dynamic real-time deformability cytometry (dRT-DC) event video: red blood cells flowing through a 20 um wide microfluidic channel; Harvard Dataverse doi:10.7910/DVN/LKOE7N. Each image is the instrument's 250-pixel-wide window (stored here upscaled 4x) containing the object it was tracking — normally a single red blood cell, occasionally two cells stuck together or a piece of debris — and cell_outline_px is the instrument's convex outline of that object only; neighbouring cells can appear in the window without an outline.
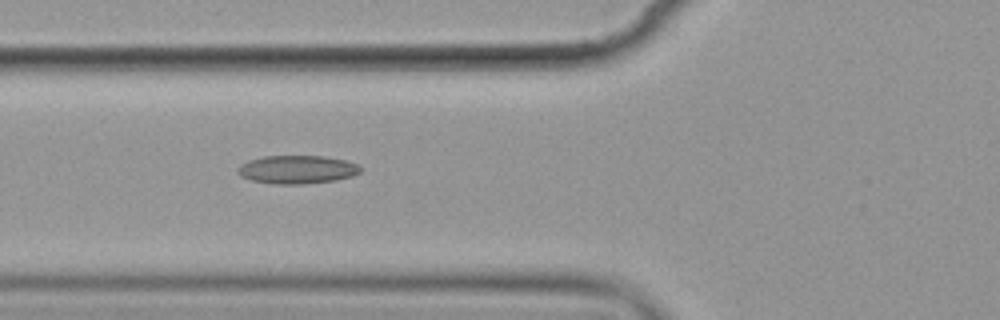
{"species": "common noctule bat (a hibernating species)", "species_latin": "Nyctalus noctula", "temperature_condition": "cold", "stored_images_in_passage": 8, "camera_frame_rate_fps": 3000, "um_per_image_px": 0.085, "animal": {"sex": "female", "body_mass_g": 19.9}, "frame": {"image": 1, "passage_image": 7, "time_ms": 7.0, "image_size_px": [1000, 320], "cell_outline_px": [[364, 168], [360, 172], [352, 176], [336, 180], [304, 184], [276, 184], [252, 180], [240, 176], [236, 172], [236, 168], [240, 164], [248, 160], [264, 156], [324, 156], [344, 160], [356, 164]], "centroid_in_image_um": [25.23, 14.41], "position_along_channel_um": 100.6, "area_um2": 20.35}}
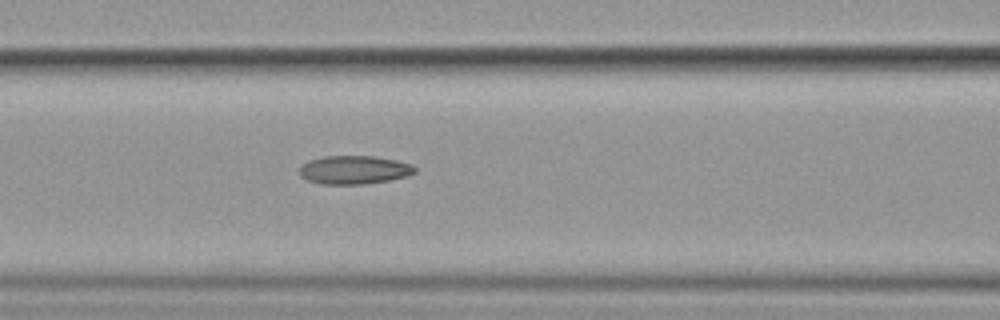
{"frame": {"image": 2, "passage_image": 8, "time_ms": 8.0, "image_size_px": [1000, 320], "cell_outline_px": [[416, 172], [408, 176], [388, 180], [364, 184], [320, 184], [308, 180], [300, 176], [300, 164], [308, 160], [324, 156], [372, 156], [396, 160], [412, 164], [416, 168]], "centroid_in_image_um": [30.09, 14.43], "position_along_channel_um": 136.5, "area_um2": 19.25}}